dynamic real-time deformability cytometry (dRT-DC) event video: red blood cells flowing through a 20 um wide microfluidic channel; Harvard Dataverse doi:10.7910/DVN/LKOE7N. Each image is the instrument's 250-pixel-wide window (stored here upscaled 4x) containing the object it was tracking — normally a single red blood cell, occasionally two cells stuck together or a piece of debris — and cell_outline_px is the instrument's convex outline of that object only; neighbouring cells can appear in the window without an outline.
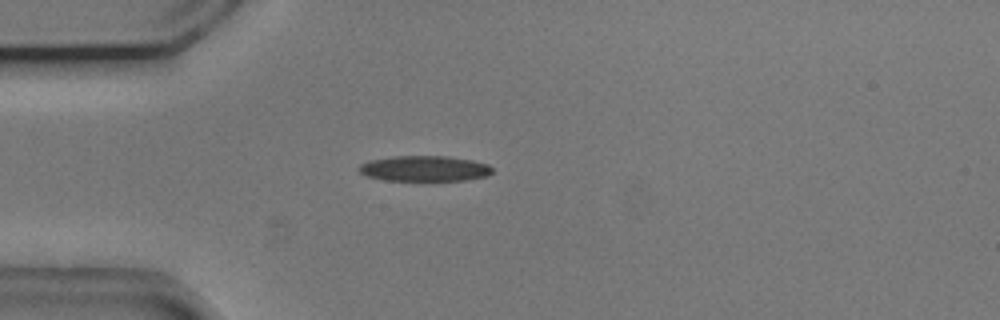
{"species": "common noctule bat (a hibernating species)", "species_latin": "Nyctalus noctula", "temperature_condition": "cold", "stored_images_in_passage": 27, "camera_frame_rate_fps": 3000, "um_per_image_px": 0.085, "animal": {"sex": "male", "body_mass_g": 20.5, "forearm_length_mm": 52.5}, "frame": {"image": 1, "passage_image": 5, "time_ms": 1.333, "image_size_px": [1000, 320], "cell_outline_px": [[492, 172], [488, 176], [468, 180], [384, 180], [364, 176], [356, 168], [360, 164], [368, 160], [392, 156], [448, 156], [472, 160], [488, 164], [492, 168]], "centroid_in_image_um": [36.05, 14.32], "position_along_channel_um": 49.0, "area_um2": 20.06}}